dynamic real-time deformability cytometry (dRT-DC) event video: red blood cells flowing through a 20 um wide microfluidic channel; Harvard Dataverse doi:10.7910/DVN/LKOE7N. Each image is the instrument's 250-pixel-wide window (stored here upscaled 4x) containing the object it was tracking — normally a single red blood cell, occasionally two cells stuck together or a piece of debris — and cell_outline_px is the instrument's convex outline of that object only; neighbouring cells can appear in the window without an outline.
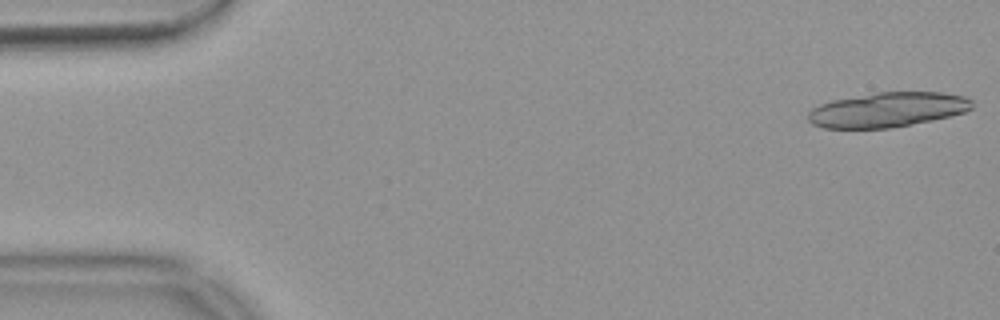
{"species": "common noctule bat (a hibernating species)", "species_latin": "Nyctalus noctula", "temperature_condition": "warm", "stored_images_in_passage": 19, "camera_frame_rate_fps": 3000, "um_per_image_px": 0.085, "animal": {"sex": "female", "body_mass_g": 18.4}, "frame": {"image": 1, "passage_image": 1, "time_ms": 0.0, "image_size_px": [1000, 320], "cell_outline_px": [[972, 108], [964, 112], [932, 120], [912, 124], [888, 128], [824, 128], [812, 124], [808, 120], [808, 112], [812, 108], [820, 104], [832, 100], [876, 92], [944, 92], [964, 96], [972, 100]], "centroid_in_image_um": [75.42, 9.32], "position_along_channel_um": 9.6, "area_um2": 33.18}}